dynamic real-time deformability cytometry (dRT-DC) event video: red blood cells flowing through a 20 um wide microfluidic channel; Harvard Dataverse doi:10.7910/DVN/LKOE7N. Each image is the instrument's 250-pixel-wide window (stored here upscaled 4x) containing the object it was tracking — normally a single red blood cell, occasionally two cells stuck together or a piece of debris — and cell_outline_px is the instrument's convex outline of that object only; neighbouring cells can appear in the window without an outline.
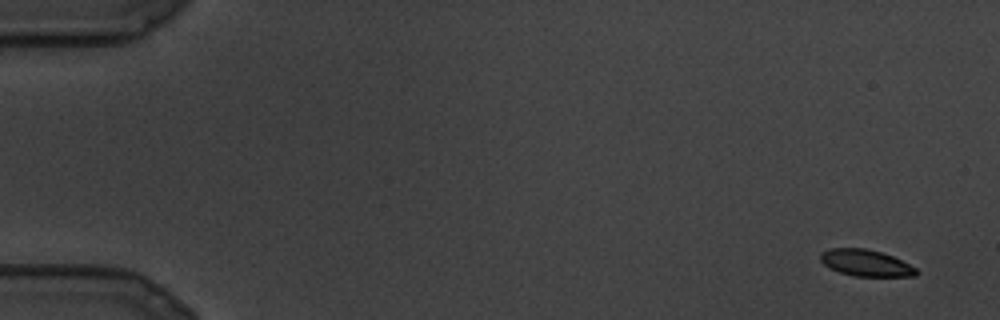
{"species": "common noctule bat (a hibernating species)", "species_latin": "Nyctalus noctula", "temperature_condition": "cold", "stored_images_in_passage": 27, "camera_frame_rate_fps": 3000, "um_per_image_px": 0.085, "animal": {"sex": "male", "body_mass_g": 19.5, "forearm_length_mm": 54.6}, "frame": {"image": 1, "passage_image": 1, "time_ms": 0.0, "image_size_px": [1000, 320], "cell_outline_px": [[920, 272], [916, 276], [852, 276], [828, 268], [820, 260], [820, 252], [832, 248], [864, 248], [880, 252], [892, 256], [916, 268]], "centroid_in_image_um": [73.57, 22.35], "position_along_channel_um": 11.4, "area_um2": 14.8}}
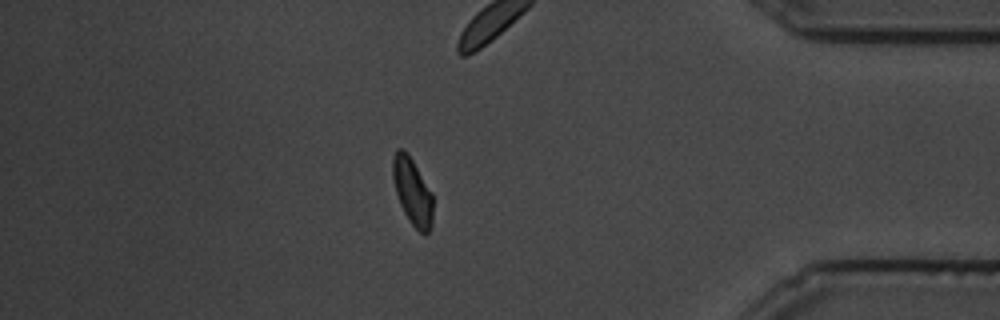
{"frame": {"image": 2, "passage_image": 24, "time_ms": 7.667, "image_size_px": [1000, 320], "cell_outline_px": [[432, 228], [424, 236], [408, 220], [400, 204], [396, 192], [392, 176], [392, 156], [396, 148], [400, 148], [408, 152], [432, 192]], "centroid_in_image_um": [35.05, 16.26], "position_along_channel_um": 400.2, "area_um2": 15.9}}